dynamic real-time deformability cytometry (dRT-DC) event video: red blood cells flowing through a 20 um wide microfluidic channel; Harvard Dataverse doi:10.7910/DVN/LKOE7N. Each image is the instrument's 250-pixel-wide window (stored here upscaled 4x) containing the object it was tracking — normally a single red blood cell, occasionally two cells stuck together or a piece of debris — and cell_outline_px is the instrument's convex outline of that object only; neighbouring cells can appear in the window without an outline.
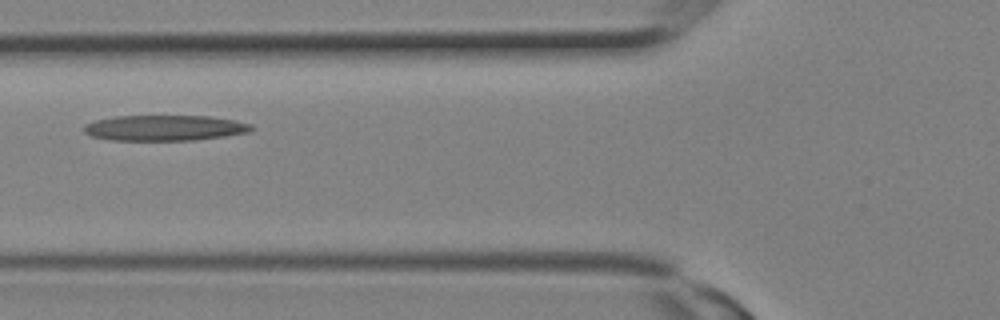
{"species": "Egyptian fruit bat (a non-hibernating species)", "species_latin": "Rousettus aegyptiacus", "temperature_condition": "room temperature", "stored_images_in_passage": 4, "camera_frame_rate_fps": 3000, "um_per_image_px": 0.085, "animal": {"sex": "female"}, "frame": {"image": 1, "passage_image": 4, "time_ms": 1.0, "image_size_px": [1000, 320], "cell_outline_px": [[256, 128], [248, 132], [224, 136], [192, 140], [112, 140], [92, 136], [84, 132], [84, 124], [96, 120], [112, 116], [212, 116], [236, 120], [252, 124]], "centroid_in_image_um": [14.02, 10.86], "position_along_channel_um": 111.8, "area_um2": 25.03}}